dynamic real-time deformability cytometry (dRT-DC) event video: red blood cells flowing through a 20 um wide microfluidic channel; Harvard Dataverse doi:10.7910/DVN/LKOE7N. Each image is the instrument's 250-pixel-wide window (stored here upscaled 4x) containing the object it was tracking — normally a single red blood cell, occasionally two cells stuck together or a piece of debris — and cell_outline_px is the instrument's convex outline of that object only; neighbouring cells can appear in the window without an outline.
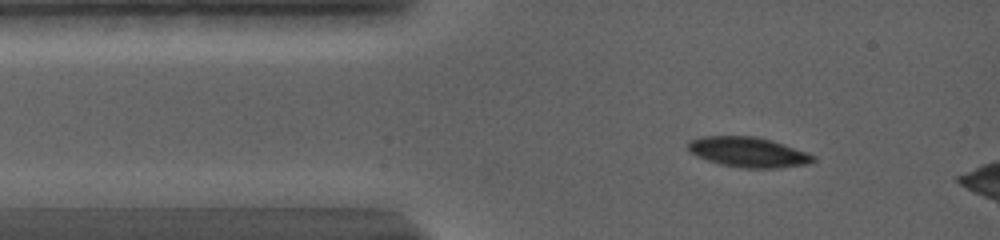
{"species": "common noctule bat (a hibernating species)", "species_latin": "Nyctalus noctula", "temperature_condition": "warm", "stored_images_in_passage": 29, "camera_frame_rate_fps": 5000, "um_per_image_px": 0.085, "animal": {"sex": "female", "body_mass_g": 19.0, "forearm_length_mm": 56.7}, "frame": {"image": 1, "passage_image": 1, "time_ms": 0.0, "image_size_px": [1000, 240], "cell_outline_px": [[816, 160], [808, 164], [780, 168], [740, 168], [720, 164], [696, 156], [688, 152], [688, 140], [700, 136], [756, 136], [772, 140], [808, 152], [816, 156]], "centroid_in_image_um": [63.6, 12.93], "position_along_channel_um": 21.4, "area_um2": 22.31}}
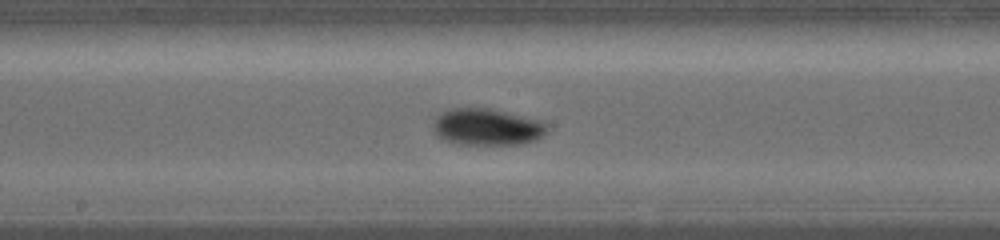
{"frame": {"image": 2, "passage_image": 12, "time_ms": 5.8, "image_size_px": [1000, 240], "cell_outline_px": [[548, 132], [544, 136], [536, 140], [524, 144], [456, 144], [444, 140], [436, 136], [432, 128], [432, 124], [436, 116], [440, 112], [448, 108], [492, 108], [544, 120], [548, 124]], "centroid_in_image_um": [41.42, 10.78], "position_along_channel_um": 206.8, "area_um2": 25.2}}
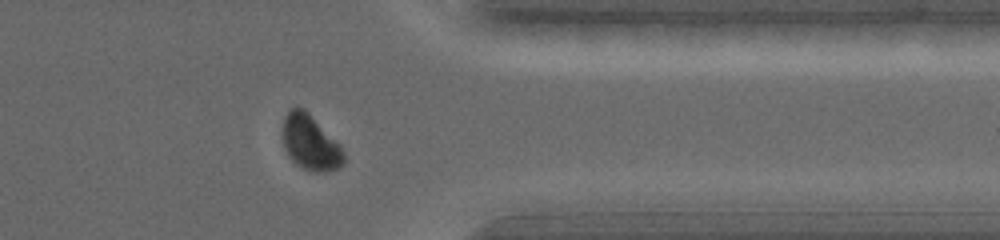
{"frame": {"image": 3, "passage_image": 22, "time_ms": 10.8, "image_size_px": [1000, 240], "cell_outline_px": [[344, 164], [336, 168], [320, 172], [316, 172], [304, 168], [296, 164], [288, 156], [284, 148], [284, 116], [288, 108], [304, 108], [340, 144], [344, 152]], "centroid_in_image_um": [26.38, 12.11], "position_along_channel_um": 385.0, "area_um2": 19.42}, "authors_computed_cell_mechanics": {"area_um2": 23.698, "velocity_mm_per_s": 3.6894, "shape_relaxation_time_tau1_ms": 3.5441, "shape_relaxation_time_tau2_ms": null, "deformation_change_tau1": 0.1181, "deformation_change_tau2": null}}